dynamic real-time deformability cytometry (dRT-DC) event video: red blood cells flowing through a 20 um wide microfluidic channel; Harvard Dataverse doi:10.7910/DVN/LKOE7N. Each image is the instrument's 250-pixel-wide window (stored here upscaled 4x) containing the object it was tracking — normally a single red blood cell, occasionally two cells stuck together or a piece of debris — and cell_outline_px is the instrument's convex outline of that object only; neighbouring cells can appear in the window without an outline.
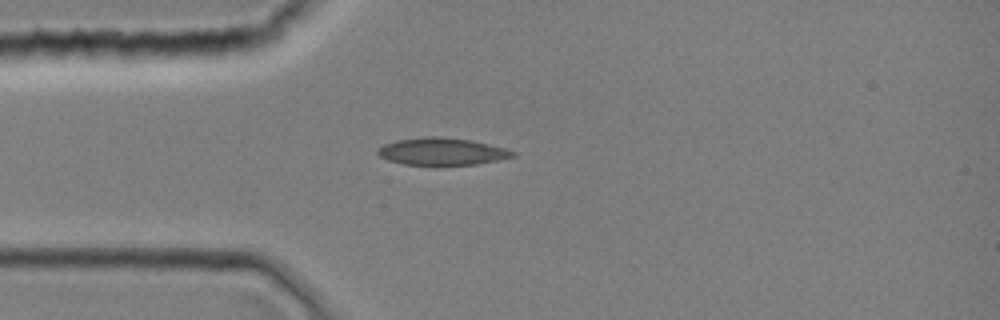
{"species": "common noctule bat (a hibernating species)", "species_latin": "Nyctalus noctula", "temperature_condition": "room temperature", "stored_images_in_passage": 1, "camera_frame_rate_fps": 3000, "um_per_image_px": 0.085, "animal": {"sex": "female", "body_mass_g": 19.0, "forearm_length_mm": 51.5}, "frame": {"image": 1, "passage_image": 1, "time_ms": 0.0, "image_size_px": [1000, 320], "cell_outline_px": [[516, 156], [476, 164], [436, 168], [404, 164], [388, 160], [380, 156], [376, 152], [384, 144], [396, 140], [424, 136], [440, 136], [472, 140], [508, 148], [516, 152]], "centroid_in_image_um": [37.58, 12.91], "position_along_channel_um": 47.4, "area_um2": 22.37}}